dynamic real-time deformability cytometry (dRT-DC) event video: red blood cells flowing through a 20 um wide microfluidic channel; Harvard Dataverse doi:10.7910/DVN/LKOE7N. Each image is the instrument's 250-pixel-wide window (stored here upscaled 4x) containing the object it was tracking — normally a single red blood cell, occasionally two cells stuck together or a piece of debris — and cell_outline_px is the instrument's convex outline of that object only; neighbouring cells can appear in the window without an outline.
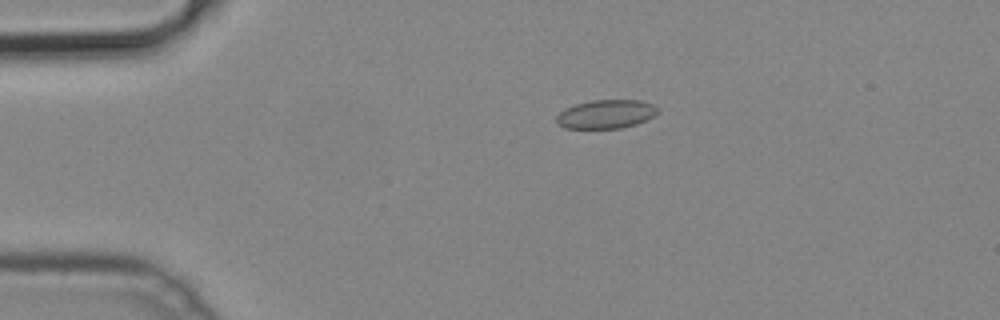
{"species": "common noctule bat (a hibernating species)", "species_latin": "Nyctalus noctula", "temperature_condition": "cold", "stored_images_in_passage": 41, "camera_frame_rate_fps": 3000, "um_per_image_px": 0.085, "animal": {"sex": "male", "body_mass_g": 19.2, "forearm_length_mm": 51.8}, "frame": {"image": 1, "passage_image": 1, "time_ms": 0.0, "image_size_px": [1000, 320], "cell_outline_px": [[660, 112], [656, 116], [648, 120], [636, 124], [620, 128], [564, 128], [556, 120], [556, 116], [564, 108], [576, 104], [592, 100], [640, 100], [652, 104], [660, 108]], "centroid_in_image_um": [51.57, 9.69], "position_along_channel_um": 33.4, "area_um2": 17.11}}
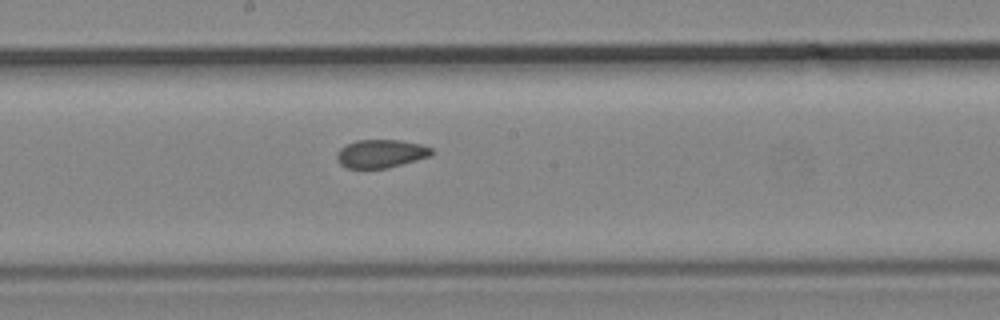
{"frame": {"image": 2, "passage_image": 18, "time_ms": 5.667, "image_size_px": [1000, 320], "cell_outline_px": [[436, 152], [432, 156], [388, 168], [348, 168], [340, 164], [336, 160], [336, 152], [340, 148], [356, 140], [400, 140], [420, 144], [432, 148]], "centroid_in_image_um": [32.4, 13.06], "position_along_channel_um": 215.8, "area_um2": 15.78}}
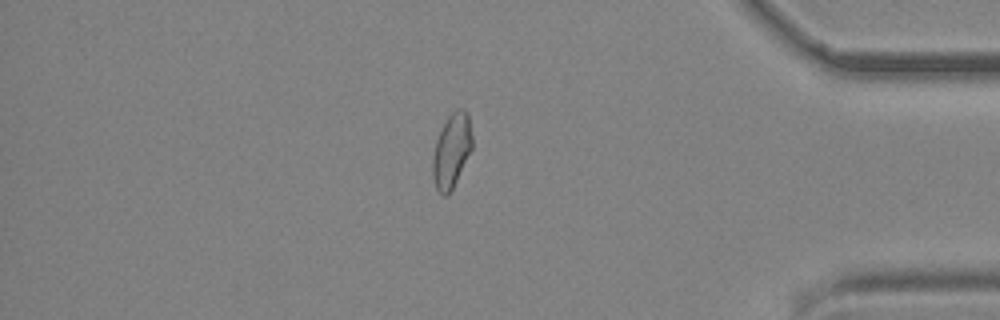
{"frame": {"image": 3, "passage_image": 34, "time_ms": 11.0, "image_size_px": [1000, 320], "cell_outline_px": [[472, 148], [452, 188], [444, 196], [436, 188], [432, 176], [432, 156], [436, 140], [448, 116], [452, 112], [460, 108], [464, 108], [468, 112], [472, 136]], "centroid_in_image_um": [38.38, 12.76], "position_along_channel_um": 396.8, "area_um2": 16.82}}